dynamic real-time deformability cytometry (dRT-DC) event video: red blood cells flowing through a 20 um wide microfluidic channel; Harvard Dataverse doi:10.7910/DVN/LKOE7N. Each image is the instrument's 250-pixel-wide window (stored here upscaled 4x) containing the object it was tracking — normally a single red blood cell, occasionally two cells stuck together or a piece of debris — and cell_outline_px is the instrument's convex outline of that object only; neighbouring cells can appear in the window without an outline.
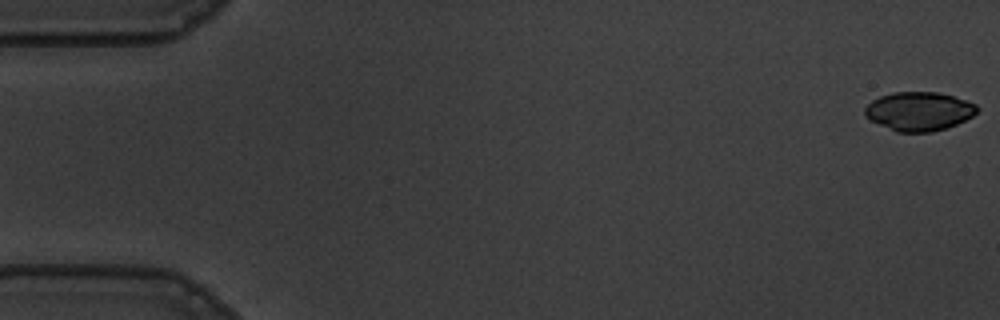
{"species": "common noctule bat (a hibernating species)", "species_latin": "Nyctalus noctula", "temperature_condition": "warm", "stored_images_in_passage": 18, "camera_frame_rate_fps": 3000, "um_per_image_px": 0.085, "animal": {"sex": "male", "body_mass_g": 19.5, "forearm_length_mm": 54.6}, "frame": {"image": 1, "passage_image": 1, "time_ms": 0.0, "image_size_px": [1000, 320], "cell_outline_px": [[980, 108], [972, 116], [956, 124], [932, 132], [896, 132], [864, 116], [864, 108], [872, 100], [880, 96], [892, 92], [936, 92], [952, 96], [976, 104]], "centroid_in_image_um": [78.09, 9.45], "position_along_channel_um": 6.9, "area_um2": 25.2}}
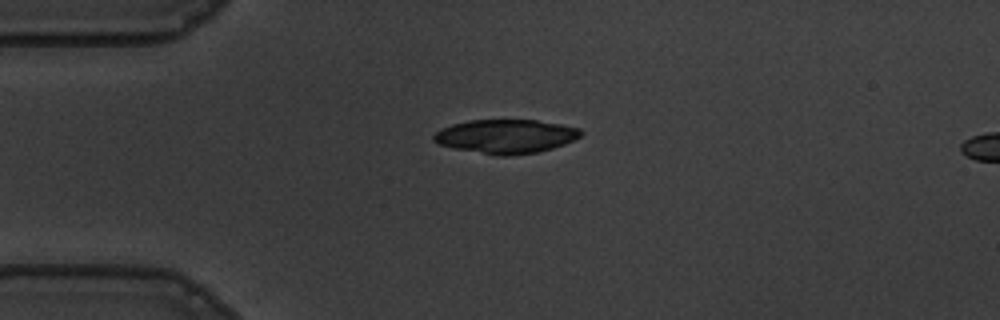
{"frame": {"image": 2, "passage_image": 14, "time_ms": 4.333, "image_size_px": [1000, 320], "cell_outline_px": [[584, 132], [580, 136], [564, 144], [552, 148], [536, 152], [508, 156], [496, 156], [456, 148], [440, 144], [432, 140], [432, 136], [440, 128], [452, 124], [468, 120], [536, 120], [560, 124], [580, 128]], "centroid_in_image_um": [42.98, 11.58], "position_along_channel_um": 42.0, "area_um2": 29.02}}